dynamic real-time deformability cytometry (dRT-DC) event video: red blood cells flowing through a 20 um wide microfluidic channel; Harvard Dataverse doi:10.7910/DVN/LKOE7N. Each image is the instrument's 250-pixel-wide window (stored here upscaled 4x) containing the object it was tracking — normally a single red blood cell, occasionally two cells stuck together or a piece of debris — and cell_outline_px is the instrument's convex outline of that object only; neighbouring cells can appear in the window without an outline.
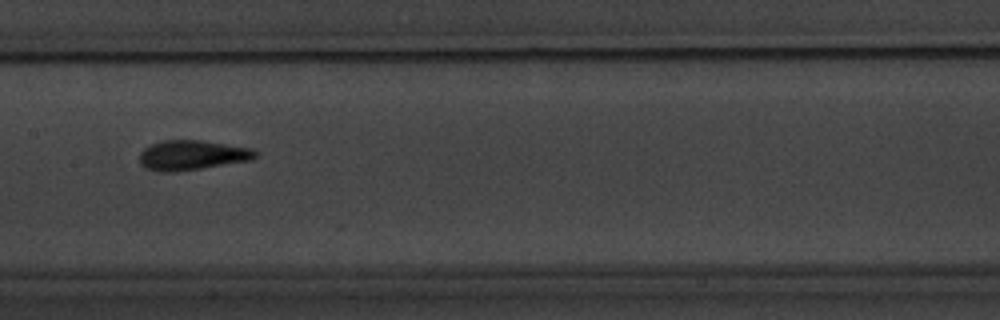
{"species": "common noctule bat (a hibernating species)", "species_latin": "Nyctalus noctula", "temperature_condition": "warm", "stored_images_in_passage": 12, "camera_frame_rate_fps": 3000, "um_per_image_px": 0.085, "animal": {"sex": "male", "body_mass_g": 20.1, "forearm_length_mm": 53.5}, "frame": {"image": 1, "passage_image": 4, "time_ms": 3.667, "image_size_px": [1000, 320], "cell_outline_px": [[260, 152], [252, 160], [176, 172], [156, 172], [144, 168], [140, 164], [140, 152], [144, 148], [152, 144], [164, 140], [200, 140], [252, 148]], "centroid_in_image_um": [16.32, 13.2], "position_along_channel_um": 191.1, "area_um2": 20.29}}
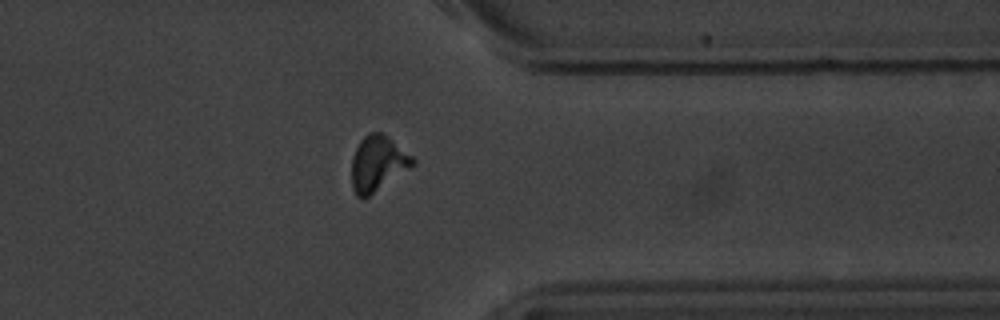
{"frame": {"image": 2, "passage_image": 9, "time_ms": 9.333, "image_size_px": [1000, 320], "cell_outline_px": [[416, 164], [364, 200], [356, 196], [352, 188], [352, 160], [356, 148], [360, 140], [368, 132], [380, 132], [388, 136], [412, 156], [416, 160]], "centroid_in_image_um": [32.11, 13.91], "position_along_channel_um": 379.3, "area_um2": 19.83}}
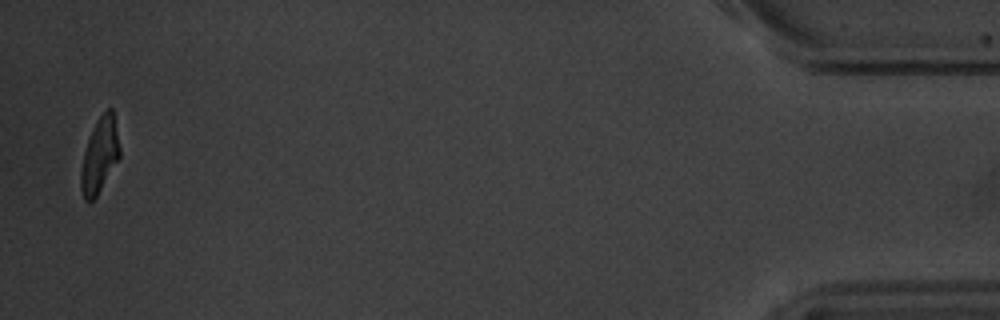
{"frame": {"image": 3, "passage_image": 12, "time_ms": 13.0, "image_size_px": [1000, 320], "cell_outline_px": [[120, 156], [96, 196], [88, 204], [84, 200], [80, 188], [80, 172], [84, 152], [92, 128], [96, 120], [108, 108], [112, 108], [120, 148]], "centroid_in_image_um": [8.45, 13.22], "position_along_channel_um": 426.8, "area_um2": 16.76}, "authors_computed_cell_mechanics": {"area_um2": 18.1203, "velocity_mm_per_s": 3.4172, "shape_relaxation_time_tau1_ms": 2.4318, "shape_relaxation_time_tau2_ms": 2.0094, "deformation_change_tau1": 0.1398, "deformation_change_tau2": 0.0614}}